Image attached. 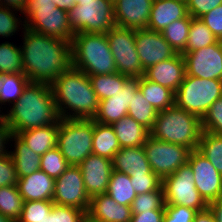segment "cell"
Returning a JSON list of instances; mask_svg holds the SVG:
<instances>
[{
    "instance_id": "cell-17",
    "label": "cell",
    "mask_w": 222,
    "mask_h": 222,
    "mask_svg": "<svg viewBox=\"0 0 222 222\" xmlns=\"http://www.w3.org/2000/svg\"><path fill=\"white\" fill-rule=\"evenodd\" d=\"M140 77H129L123 90L117 91L112 97L99 101L97 114L93 121L112 125L127 116L133 94L139 90Z\"/></svg>"
},
{
    "instance_id": "cell-41",
    "label": "cell",
    "mask_w": 222,
    "mask_h": 222,
    "mask_svg": "<svg viewBox=\"0 0 222 222\" xmlns=\"http://www.w3.org/2000/svg\"><path fill=\"white\" fill-rule=\"evenodd\" d=\"M53 204L52 200L26 201L17 222H37L50 214Z\"/></svg>"
},
{
    "instance_id": "cell-58",
    "label": "cell",
    "mask_w": 222,
    "mask_h": 222,
    "mask_svg": "<svg viewBox=\"0 0 222 222\" xmlns=\"http://www.w3.org/2000/svg\"><path fill=\"white\" fill-rule=\"evenodd\" d=\"M0 222H15L11 218L5 217L3 214L0 213Z\"/></svg>"
},
{
    "instance_id": "cell-50",
    "label": "cell",
    "mask_w": 222,
    "mask_h": 222,
    "mask_svg": "<svg viewBox=\"0 0 222 222\" xmlns=\"http://www.w3.org/2000/svg\"><path fill=\"white\" fill-rule=\"evenodd\" d=\"M165 209H156L141 213H132L131 222H162Z\"/></svg>"
},
{
    "instance_id": "cell-3",
    "label": "cell",
    "mask_w": 222,
    "mask_h": 222,
    "mask_svg": "<svg viewBox=\"0 0 222 222\" xmlns=\"http://www.w3.org/2000/svg\"><path fill=\"white\" fill-rule=\"evenodd\" d=\"M51 88L60 118L94 119L99 100L85 72L72 66L55 79Z\"/></svg>"
},
{
    "instance_id": "cell-16",
    "label": "cell",
    "mask_w": 222,
    "mask_h": 222,
    "mask_svg": "<svg viewBox=\"0 0 222 222\" xmlns=\"http://www.w3.org/2000/svg\"><path fill=\"white\" fill-rule=\"evenodd\" d=\"M135 46L144 71L178 54L166 42L161 32L149 29L136 30Z\"/></svg>"
},
{
    "instance_id": "cell-44",
    "label": "cell",
    "mask_w": 222,
    "mask_h": 222,
    "mask_svg": "<svg viewBox=\"0 0 222 222\" xmlns=\"http://www.w3.org/2000/svg\"><path fill=\"white\" fill-rule=\"evenodd\" d=\"M135 193L142 194L158 190L162 180L156 174H128Z\"/></svg>"
},
{
    "instance_id": "cell-4",
    "label": "cell",
    "mask_w": 222,
    "mask_h": 222,
    "mask_svg": "<svg viewBox=\"0 0 222 222\" xmlns=\"http://www.w3.org/2000/svg\"><path fill=\"white\" fill-rule=\"evenodd\" d=\"M201 133V119L175 105L158 112L150 130L153 138L182 145L190 151L198 149Z\"/></svg>"
},
{
    "instance_id": "cell-12",
    "label": "cell",
    "mask_w": 222,
    "mask_h": 222,
    "mask_svg": "<svg viewBox=\"0 0 222 222\" xmlns=\"http://www.w3.org/2000/svg\"><path fill=\"white\" fill-rule=\"evenodd\" d=\"M151 170L162 180L187 163L190 150L182 145L168 143L148 136L144 145Z\"/></svg>"
},
{
    "instance_id": "cell-47",
    "label": "cell",
    "mask_w": 222,
    "mask_h": 222,
    "mask_svg": "<svg viewBox=\"0 0 222 222\" xmlns=\"http://www.w3.org/2000/svg\"><path fill=\"white\" fill-rule=\"evenodd\" d=\"M17 173L11 155L0 157V187L17 186Z\"/></svg>"
},
{
    "instance_id": "cell-7",
    "label": "cell",
    "mask_w": 222,
    "mask_h": 222,
    "mask_svg": "<svg viewBox=\"0 0 222 222\" xmlns=\"http://www.w3.org/2000/svg\"><path fill=\"white\" fill-rule=\"evenodd\" d=\"M221 96L222 80L185 75L175 92L174 105L202 119L210 106Z\"/></svg>"
},
{
    "instance_id": "cell-24",
    "label": "cell",
    "mask_w": 222,
    "mask_h": 222,
    "mask_svg": "<svg viewBox=\"0 0 222 222\" xmlns=\"http://www.w3.org/2000/svg\"><path fill=\"white\" fill-rule=\"evenodd\" d=\"M113 170L125 174H155L143 146L121 148L112 159Z\"/></svg>"
},
{
    "instance_id": "cell-59",
    "label": "cell",
    "mask_w": 222,
    "mask_h": 222,
    "mask_svg": "<svg viewBox=\"0 0 222 222\" xmlns=\"http://www.w3.org/2000/svg\"><path fill=\"white\" fill-rule=\"evenodd\" d=\"M82 1H87V0H76V4H78L79 2H82Z\"/></svg>"
},
{
    "instance_id": "cell-57",
    "label": "cell",
    "mask_w": 222,
    "mask_h": 222,
    "mask_svg": "<svg viewBox=\"0 0 222 222\" xmlns=\"http://www.w3.org/2000/svg\"><path fill=\"white\" fill-rule=\"evenodd\" d=\"M37 222H53L52 210L48 216H45L43 219H41Z\"/></svg>"
},
{
    "instance_id": "cell-43",
    "label": "cell",
    "mask_w": 222,
    "mask_h": 222,
    "mask_svg": "<svg viewBox=\"0 0 222 222\" xmlns=\"http://www.w3.org/2000/svg\"><path fill=\"white\" fill-rule=\"evenodd\" d=\"M16 11L17 10L13 11V9L11 8H7L0 5V36L2 38H11V36L15 35V33H18L20 31L18 29H21L22 26L23 28L25 27V21H22L21 17H17L19 15L15 14Z\"/></svg>"
},
{
    "instance_id": "cell-48",
    "label": "cell",
    "mask_w": 222,
    "mask_h": 222,
    "mask_svg": "<svg viewBox=\"0 0 222 222\" xmlns=\"http://www.w3.org/2000/svg\"><path fill=\"white\" fill-rule=\"evenodd\" d=\"M200 19L218 40H222V4L205 13Z\"/></svg>"
},
{
    "instance_id": "cell-40",
    "label": "cell",
    "mask_w": 222,
    "mask_h": 222,
    "mask_svg": "<svg viewBox=\"0 0 222 222\" xmlns=\"http://www.w3.org/2000/svg\"><path fill=\"white\" fill-rule=\"evenodd\" d=\"M70 165L61 154V151L55 147L41 156L40 170L48 176L57 179Z\"/></svg>"
},
{
    "instance_id": "cell-14",
    "label": "cell",
    "mask_w": 222,
    "mask_h": 222,
    "mask_svg": "<svg viewBox=\"0 0 222 222\" xmlns=\"http://www.w3.org/2000/svg\"><path fill=\"white\" fill-rule=\"evenodd\" d=\"M186 74L202 79L222 80V40L184 55Z\"/></svg>"
},
{
    "instance_id": "cell-23",
    "label": "cell",
    "mask_w": 222,
    "mask_h": 222,
    "mask_svg": "<svg viewBox=\"0 0 222 222\" xmlns=\"http://www.w3.org/2000/svg\"><path fill=\"white\" fill-rule=\"evenodd\" d=\"M55 180L44 171L38 170L31 175L18 178L17 188L24 202L52 200Z\"/></svg>"
},
{
    "instance_id": "cell-8",
    "label": "cell",
    "mask_w": 222,
    "mask_h": 222,
    "mask_svg": "<svg viewBox=\"0 0 222 222\" xmlns=\"http://www.w3.org/2000/svg\"><path fill=\"white\" fill-rule=\"evenodd\" d=\"M73 32L106 33L116 25L114 0H87L68 10Z\"/></svg>"
},
{
    "instance_id": "cell-54",
    "label": "cell",
    "mask_w": 222,
    "mask_h": 222,
    "mask_svg": "<svg viewBox=\"0 0 222 222\" xmlns=\"http://www.w3.org/2000/svg\"><path fill=\"white\" fill-rule=\"evenodd\" d=\"M193 222H217L212 212L207 208L204 211H200L196 214Z\"/></svg>"
},
{
    "instance_id": "cell-19",
    "label": "cell",
    "mask_w": 222,
    "mask_h": 222,
    "mask_svg": "<svg viewBox=\"0 0 222 222\" xmlns=\"http://www.w3.org/2000/svg\"><path fill=\"white\" fill-rule=\"evenodd\" d=\"M154 0H114L116 26L132 30L147 29Z\"/></svg>"
},
{
    "instance_id": "cell-31",
    "label": "cell",
    "mask_w": 222,
    "mask_h": 222,
    "mask_svg": "<svg viewBox=\"0 0 222 222\" xmlns=\"http://www.w3.org/2000/svg\"><path fill=\"white\" fill-rule=\"evenodd\" d=\"M106 193L120 205L127 206H131L137 195L131 185L130 176L115 170L111 174Z\"/></svg>"
},
{
    "instance_id": "cell-29",
    "label": "cell",
    "mask_w": 222,
    "mask_h": 222,
    "mask_svg": "<svg viewBox=\"0 0 222 222\" xmlns=\"http://www.w3.org/2000/svg\"><path fill=\"white\" fill-rule=\"evenodd\" d=\"M139 89L144 98L148 100L157 112L174 106L175 93L167 87L161 86L142 76L140 77Z\"/></svg>"
},
{
    "instance_id": "cell-56",
    "label": "cell",
    "mask_w": 222,
    "mask_h": 222,
    "mask_svg": "<svg viewBox=\"0 0 222 222\" xmlns=\"http://www.w3.org/2000/svg\"><path fill=\"white\" fill-rule=\"evenodd\" d=\"M55 4L53 0H28L27 5Z\"/></svg>"
},
{
    "instance_id": "cell-34",
    "label": "cell",
    "mask_w": 222,
    "mask_h": 222,
    "mask_svg": "<svg viewBox=\"0 0 222 222\" xmlns=\"http://www.w3.org/2000/svg\"><path fill=\"white\" fill-rule=\"evenodd\" d=\"M217 41L216 36L200 18L192 17L186 48L181 54L215 44Z\"/></svg>"
},
{
    "instance_id": "cell-9",
    "label": "cell",
    "mask_w": 222,
    "mask_h": 222,
    "mask_svg": "<svg viewBox=\"0 0 222 222\" xmlns=\"http://www.w3.org/2000/svg\"><path fill=\"white\" fill-rule=\"evenodd\" d=\"M25 28L46 36L72 42L75 33L68 18V11L56 4L27 5L23 11Z\"/></svg>"
},
{
    "instance_id": "cell-26",
    "label": "cell",
    "mask_w": 222,
    "mask_h": 222,
    "mask_svg": "<svg viewBox=\"0 0 222 222\" xmlns=\"http://www.w3.org/2000/svg\"><path fill=\"white\" fill-rule=\"evenodd\" d=\"M121 148L143 146L150 131L130 116L112 124Z\"/></svg>"
},
{
    "instance_id": "cell-27",
    "label": "cell",
    "mask_w": 222,
    "mask_h": 222,
    "mask_svg": "<svg viewBox=\"0 0 222 222\" xmlns=\"http://www.w3.org/2000/svg\"><path fill=\"white\" fill-rule=\"evenodd\" d=\"M11 141L15 142L14 150L9 151L16 168L17 177H25L40 170L41 156L34 153L16 134H11Z\"/></svg>"
},
{
    "instance_id": "cell-53",
    "label": "cell",
    "mask_w": 222,
    "mask_h": 222,
    "mask_svg": "<svg viewBox=\"0 0 222 222\" xmlns=\"http://www.w3.org/2000/svg\"><path fill=\"white\" fill-rule=\"evenodd\" d=\"M208 208L212 212L216 221L222 222V198L209 203Z\"/></svg>"
},
{
    "instance_id": "cell-30",
    "label": "cell",
    "mask_w": 222,
    "mask_h": 222,
    "mask_svg": "<svg viewBox=\"0 0 222 222\" xmlns=\"http://www.w3.org/2000/svg\"><path fill=\"white\" fill-rule=\"evenodd\" d=\"M29 80L23 73H8L0 75V109L2 105H11L16 102L22 95L24 87ZM0 110V115L3 113Z\"/></svg>"
},
{
    "instance_id": "cell-49",
    "label": "cell",
    "mask_w": 222,
    "mask_h": 222,
    "mask_svg": "<svg viewBox=\"0 0 222 222\" xmlns=\"http://www.w3.org/2000/svg\"><path fill=\"white\" fill-rule=\"evenodd\" d=\"M222 4V0H188L187 12L191 17L200 18Z\"/></svg>"
},
{
    "instance_id": "cell-35",
    "label": "cell",
    "mask_w": 222,
    "mask_h": 222,
    "mask_svg": "<svg viewBox=\"0 0 222 222\" xmlns=\"http://www.w3.org/2000/svg\"><path fill=\"white\" fill-rule=\"evenodd\" d=\"M192 17L188 14L168 25L161 33L166 42L177 52L182 53L187 44Z\"/></svg>"
},
{
    "instance_id": "cell-42",
    "label": "cell",
    "mask_w": 222,
    "mask_h": 222,
    "mask_svg": "<svg viewBox=\"0 0 222 222\" xmlns=\"http://www.w3.org/2000/svg\"><path fill=\"white\" fill-rule=\"evenodd\" d=\"M202 131L222 135V96L207 110L201 119Z\"/></svg>"
},
{
    "instance_id": "cell-52",
    "label": "cell",
    "mask_w": 222,
    "mask_h": 222,
    "mask_svg": "<svg viewBox=\"0 0 222 222\" xmlns=\"http://www.w3.org/2000/svg\"><path fill=\"white\" fill-rule=\"evenodd\" d=\"M27 1L28 0H0V5L17 10V12L19 11L22 15L27 6Z\"/></svg>"
},
{
    "instance_id": "cell-20",
    "label": "cell",
    "mask_w": 222,
    "mask_h": 222,
    "mask_svg": "<svg viewBox=\"0 0 222 222\" xmlns=\"http://www.w3.org/2000/svg\"><path fill=\"white\" fill-rule=\"evenodd\" d=\"M87 222H131V206L120 205L107 193L90 198Z\"/></svg>"
},
{
    "instance_id": "cell-18",
    "label": "cell",
    "mask_w": 222,
    "mask_h": 222,
    "mask_svg": "<svg viewBox=\"0 0 222 222\" xmlns=\"http://www.w3.org/2000/svg\"><path fill=\"white\" fill-rule=\"evenodd\" d=\"M84 188L90 198L107 192L113 172L112 160L90 154L79 164Z\"/></svg>"
},
{
    "instance_id": "cell-6",
    "label": "cell",
    "mask_w": 222,
    "mask_h": 222,
    "mask_svg": "<svg viewBox=\"0 0 222 222\" xmlns=\"http://www.w3.org/2000/svg\"><path fill=\"white\" fill-rule=\"evenodd\" d=\"M93 119L60 118L57 148L69 165L79 164L92 154Z\"/></svg>"
},
{
    "instance_id": "cell-21",
    "label": "cell",
    "mask_w": 222,
    "mask_h": 222,
    "mask_svg": "<svg viewBox=\"0 0 222 222\" xmlns=\"http://www.w3.org/2000/svg\"><path fill=\"white\" fill-rule=\"evenodd\" d=\"M185 74V59L181 53H178L176 56L146 69L144 77L171 89L175 93L183 82Z\"/></svg>"
},
{
    "instance_id": "cell-39",
    "label": "cell",
    "mask_w": 222,
    "mask_h": 222,
    "mask_svg": "<svg viewBox=\"0 0 222 222\" xmlns=\"http://www.w3.org/2000/svg\"><path fill=\"white\" fill-rule=\"evenodd\" d=\"M156 209H165L164 191L162 186L156 191L136 195L131 204L132 213H141Z\"/></svg>"
},
{
    "instance_id": "cell-33",
    "label": "cell",
    "mask_w": 222,
    "mask_h": 222,
    "mask_svg": "<svg viewBox=\"0 0 222 222\" xmlns=\"http://www.w3.org/2000/svg\"><path fill=\"white\" fill-rule=\"evenodd\" d=\"M158 112L146 100L140 89L133 94L127 115L142 124L149 131L153 128Z\"/></svg>"
},
{
    "instance_id": "cell-51",
    "label": "cell",
    "mask_w": 222,
    "mask_h": 222,
    "mask_svg": "<svg viewBox=\"0 0 222 222\" xmlns=\"http://www.w3.org/2000/svg\"><path fill=\"white\" fill-rule=\"evenodd\" d=\"M11 134L10 128L5 123L2 115H0V157L9 153L6 145L10 142Z\"/></svg>"
},
{
    "instance_id": "cell-32",
    "label": "cell",
    "mask_w": 222,
    "mask_h": 222,
    "mask_svg": "<svg viewBox=\"0 0 222 222\" xmlns=\"http://www.w3.org/2000/svg\"><path fill=\"white\" fill-rule=\"evenodd\" d=\"M93 90L99 101L112 97L117 91L123 90L126 80L129 78L118 72L102 75H88Z\"/></svg>"
},
{
    "instance_id": "cell-36",
    "label": "cell",
    "mask_w": 222,
    "mask_h": 222,
    "mask_svg": "<svg viewBox=\"0 0 222 222\" xmlns=\"http://www.w3.org/2000/svg\"><path fill=\"white\" fill-rule=\"evenodd\" d=\"M197 150L222 175V135L202 131Z\"/></svg>"
},
{
    "instance_id": "cell-11",
    "label": "cell",
    "mask_w": 222,
    "mask_h": 222,
    "mask_svg": "<svg viewBox=\"0 0 222 222\" xmlns=\"http://www.w3.org/2000/svg\"><path fill=\"white\" fill-rule=\"evenodd\" d=\"M135 35L136 30L116 25L106 32L117 72L128 77H142L145 73L136 51Z\"/></svg>"
},
{
    "instance_id": "cell-55",
    "label": "cell",
    "mask_w": 222,
    "mask_h": 222,
    "mask_svg": "<svg viewBox=\"0 0 222 222\" xmlns=\"http://www.w3.org/2000/svg\"><path fill=\"white\" fill-rule=\"evenodd\" d=\"M56 6L65 11L70 10L75 4L76 0H53Z\"/></svg>"
},
{
    "instance_id": "cell-28",
    "label": "cell",
    "mask_w": 222,
    "mask_h": 222,
    "mask_svg": "<svg viewBox=\"0 0 222 222\" xmlns=\"http://www.w3.org/2000/svg\"><path fill=\"white\" fill-rule=\"evenodd\" d=\"M92 154L113 159V156L121 149L112 125L94 121V133L92 141Z\"/></svg>"
},
{
    "instance_id": "cell-38",
    "label": "cell",
    "mask_w": 222,
    "mask_h": 222,
    "mask_svg": "<svg viewBox=\"0 0 222 222\" xmlns=\"http://www.w3.org/2000/svg\"><path fill=\"white\" fill-rule=\"evenodd\" d=\"M8 73H23V65L20 46L6 41L0 44V75Z\"/></svg>"
},
{
    "instance_id": "cell-2",
    "label": "cell",
    "mask_w": 222,
    "mask_h": 222,
    "mask_svg": "<svg viewBox=\"0 0 222 222\" xmlns=\"http://www.w3.org/2000/svg\"><path fill=\"white\" fill-rule=\"evenodd\" d=\"M6 112L1 115L13 134L60 120L51 85L45 83L28 82L21 97Z\"/></svg>"
},
{
    "instance_id": "cell-45",
    "label": "cell",
    "mask_w": 222,
    "mask_h": 222,
    "mask_svg": "<svg viewBox=\"0 0 222 222\" xmlns=\"http://www.w3.org/2000/svg\"><path fill=\"white\" fill-rule=\"evenodd\" d=\"M53 222H87L86 212L71 206H52Z\"/></svg>"
},
{
    "instance_id": "cell-5",
    "label": "cell",
    "mask_w": 222,
    "mask_h": 222,
    "mask_svg": "<svg viewBox=\"0 0 222 222\" xmlns=\"http://www.w3.org/2000/svg\"><path fill=\"white\" fill-rule=\"evenodd\" d=\"M71 46L74 68L87 75L117 72L106 33H76Z\"/></svg>"
},
{
    "instance_id": "cell-22",
    "label": "cell",
    "mask_w": 222,
    "mask_h": 222,
    "mask_svg": "<svg viewBox=\"0 0 222 222\" xmlns=\"http://www.w3.org/2000/svg\"><path fill=\"white\" fill-rule=\"evenodd\" d=\"M188 15L186 2L179 0H154L147 29L162 32L172 22Z\"/></svg>"
},
{
    "instance_id": "cell-46",
    "label": "cell",
    "mask_w": 222,
    "mask_h": 222,
    "mask_svg": "<svg viewBox=\"0 0 222 222\" xmlns=\"http://www.w3.org/2000/svg\"><path fill=\"white\" fill-rule=\"evenodd\" d=\"M197 210L180 205L165 204L162 222H193Z\"/></svg>"
},
{
    "instance_id": "cell-15",
    "label": "cell",
    "mask_w": 222,
    "mask_h": 222,
    "mask_svg": "<svg viewBox=\"0 0 222 222\" xmlns=\"http://www.w3.org/2000/svg\"><path fill=\"white\" fill-rule=\"evenodd\" d=\"M187 163L194 174L195 187L207 204L222 198V175L198 150L189 153Z\"/></svg>"
},
{
    "instance_id": "cell-10",
    "label": "cell",
    "mask_w": 222,
    "mask_h": 222,
    "mask_svg": "<svg viewBox=\"0 0 222 222\" xmlns=\"http://www.w3.org/2000/svg\"><path fill=\"white\" fill-rule=\"evenodd\" d=\"M194 181V174L188 163L163 178L165 204L186 206L198 212L206 210L208 204L196 189Z\"/></svg>"
},
{
    "instance_id": "cell-13",
    "label": "cell",
    "mask_w": 222,
    "mask_h": 222,
    "mask_svg": "<svg viewBox=\"0 0 222 222\" xmlns=\"http://www.w3.org/2000/svg\"><path fill=\"white\" fill-rule=\"evenodd\" d=\"M52 201L54 204L75 207L87 213L90 197L85 191L79 166L70 165L55 179Z\"/></svg>"
},
{
    "instance_id": "cell-25",
    "label": "cell",
    "mask_w": 222,
    "mask_h": 222,
    "mask_svg": "<svg viewBox=\"0 0 222 222\" xmlns=\"http://www.w3.org/2000/svg\"><path fill=\"white\" fill-rule=\"evenodd\" d=\"M59 121L56 124L18 132L16 135L36 154L42 156L57 147Z\"/></svg>"
},
{
    "instance_id": "cell-37",
    "label": "cell",
    "mask_w": 222,
    "mask_h": 222,
    "mask_svg": "<svg viewBox=\"0 0 222 222\" xmlns=\"http://www.w3.org/2000/svg\"><path fill=\"white\" fill-rule=\"evenodd\" d=\"M24 200L17 186L0 187V213L17 222L21 216Z\"/></svg>"
},
{
    "instance_id": "cell-1",
    "label": "cell",
    "mask_w": 222,
    "mask_h": 222,
    "mask_svg": "<svg viewBox=\"0 0 222 222\" xmlns=\"http://www.w3.org/2000/svg\"><path fill=\"white\" fill-rule=\"evenodd\" d=\"M23 45H20L23 74L29 82L51 85L72 65L71 43L22 28Z\"/></svg>"
}]
</instances>
